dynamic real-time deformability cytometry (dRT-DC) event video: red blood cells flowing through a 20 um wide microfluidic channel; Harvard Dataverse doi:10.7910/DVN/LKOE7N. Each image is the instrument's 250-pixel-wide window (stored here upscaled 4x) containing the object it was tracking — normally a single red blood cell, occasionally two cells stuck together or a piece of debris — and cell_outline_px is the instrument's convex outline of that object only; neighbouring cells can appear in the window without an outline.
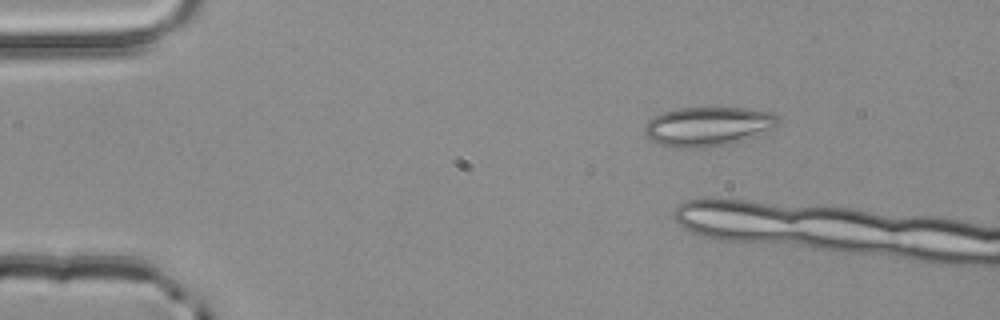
{"species": "common noctule bat (a hibernating species)", "species_latin": "Nyctalus noctula", "temperature_condition": "room temperature", "stored_images_in_passage": 4, "camera_frame_rate_fps": 3000, "um_per_image_px": 0.085, "animal": {"sex": "male", "body_mass_g": 20.4}, "frame": {"image": 1, "passage_image": 4, "time_ms": 1.0, "image_size_px": [1000, 320], "cell_outline_px": [[780, 124], [756, 136], [728, 144], [704, 148], [664, 148], [652, 140], [644, 132], [644, 124], [648, 120], [664, 112], [680, 108], [744, 108], [772, 112], [780, 120]], "centroid_in_image_um": [60.16, 10.76], "position_along_channel_um": 24.8, "area_um2": 30.75}}